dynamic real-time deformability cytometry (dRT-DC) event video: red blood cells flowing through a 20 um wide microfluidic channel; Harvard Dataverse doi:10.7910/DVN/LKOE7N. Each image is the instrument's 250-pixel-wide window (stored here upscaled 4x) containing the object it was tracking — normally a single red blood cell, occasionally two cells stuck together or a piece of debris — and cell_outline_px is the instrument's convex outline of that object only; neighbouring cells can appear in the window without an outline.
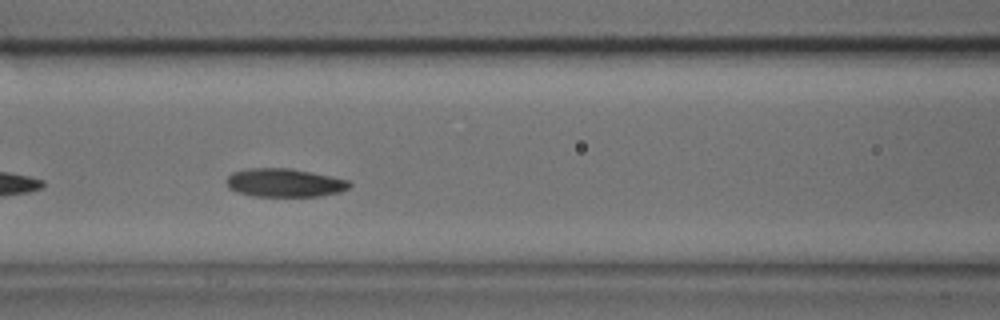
{"species": "common noctule bat (a hibernating species)", "species_latin": "Nyctalus noctula", "temperature_condition": "cold", "stored_images_in_passage": 32, "camera_frame_rate_fps": 3000, "um_per_image_px": 0.085, "animal": {"sex": "male", "body_mass_g": 17.9, "forearm_length_mm": 54.2}, "frame": {"image": 1, "passage_image": 13, "time_ms": 4.0, "image_size_px": [1000, 320], "cell_outline_px": [[352, 184], [348, 188], [340, 192], [320, 196], [252, 196], [236, 192], [228, 188], [228, 176], [232, 172], [248, 168], [288, 168], [332, 176], [348, 180]], "centroid_in_image_um": [24.18, 15.54], "position_along_channel_um": 142.4, "area_um2": 20.35}}
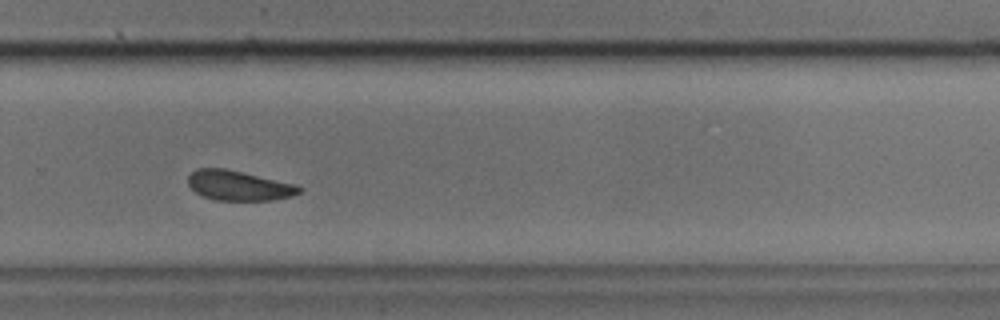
{"frame": {"image": 2, "passage_image": 24, "time_ms": 7.667, "image_size_px": [1000, 320], "cell_outline_px": [[304, 188], [300, 192], [292, 196], [272, 200], [216, 200], [204, 196], [196, 192], [188, 184], [188, 176], [196, 168], [228, 168], [296, 184]], "centroid_in_image_um": [20.32, 15.76], "position_along_channel_um": 309.5, "area_um2": 19.48}}
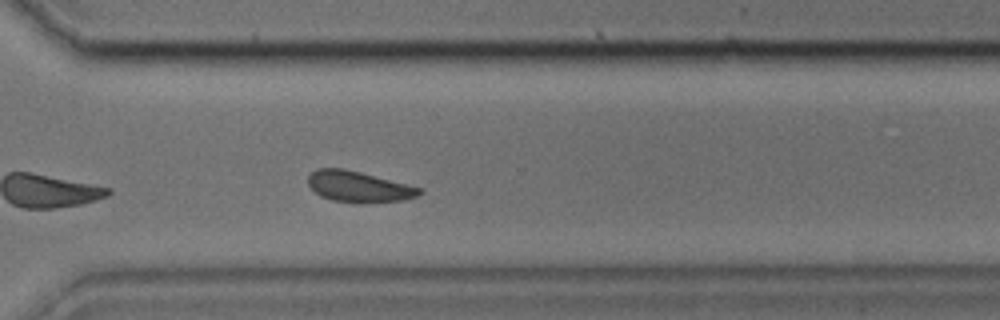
{"frame": {"image": 3, "passage_image": 26, "time_ms": 8.333, "image_size_px": [1000, 320], "cell_outline_px": [[424, 192], [416, 196], [404, 200], [360, 204], [332, 200], [320, 196], [308, 184], [308, 176], [316, 168], [344, 168], [424, 188]], "centroid_in_image_um": [30.51, 15.88], "position_along_channel_um": 340.1, "area_um2": 20.29}}